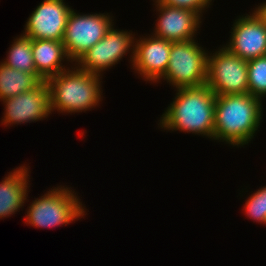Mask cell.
<instances>
[{"label": "cell", "instance_id": "cell-1", "mask_svg": "<svg viewBox=\"0 0 266 266\" xmlns=\"http://www.w3.org/2000/svg\"><path fill=\"white\" fill-rule=\"evenodd\" d=\"M171 103L158 120L166 132L180 131L207 137L213 141L215 93L207 86L178 88Z\"/></svg>", "mask_w": 266, "mask_h": 266}, {"label": "cell", "instance_id": "cell-2", "mask_svg": "<svg viewBox=\"0 0 266 266\" xmlns=\"http://www.w3.org/2000/svg\"><path fill=\"white\" fill-rule=\"evenodd\" d=\"M263 101L253 95H216L213 141L244 148L259 132Z\"/></svg>", "mask_w": 266, "mask_h": 266}, {"label": "cell", "instance_id": "cell-3", "mask_svg": "<svg viewBox=\"0 0 266 266\" xmlns=\"http://www.w3.org/2000/svg\"><path fill=\"white\" fill-rule=\"evenodd\" d=\"M79 69L72 64L67 70L50 77L49 86L51 114H75L91 111L100 106L103 100L102 79Z\"/></svg>", "mask_w": 266, "mask_h": 266}, {"label": "cell", "instance_id": "cell-4", "mask_svg": "<svg viewBox=\"0 0 266 266\" xmlns=\"http://www.w3.org/2000/svg\"><path fill=\"white\" fill-rule=\"evenodd\" d=\"M68 186L52 187L44 195L34 198L25 211L24 223L33 228L52 229L84 218L86 206L77 191Z\"/></svg>", "mask_w": 266, "mask_h": 266}, {"label": "cell", "instance_id": "cell-5", "mask_svg": "<svg viewBox=\"0 0 266 266\" xmlns=\"http://www.w3.org/2000/svg\"><path fill=\"white\" fill-rule=\"evenodd\" d=\"M196 39L172 42L165 75L157 82L166 81L173 89L206 85L209 51Z\"/></svg>", "mask_w": 266, "mask_h": 266}, {"label": "cell", "instance_id": "cell-6", "mask_svg": "<svg viewBox=\"0 0 266 266\" xmlns=\"http://www.w3.org/2000/svg\"><path fill=\"white\" fill-rule=\"evenodd\" d=\"M112 13H80L70 11L63 36V44L74 64L83 54L99 42L114 24Z\"/></svg>", "mask_w": 266, "mask_h": 266}, {"label": "cell", "instance_id": "cell-7", "mask_svg": "<svg viewBox=\"0 0 266 266\" xmlns=\"http://www.w3.org/2000/svg\"><path fill=\"white\" fill-rule=\"evenodd\" d=\"M113 25L107 34L87 50L74 64L81 70L103 76V72L121 63L126 54L129 64L133 62L135 32L115 29ZM129 54V55H128ZM119 62V63H118Z\"/></svg>", "mask_w": 266, "mask_h": 266}, {"label": "cell", "instance_id": "cell-8", "mask_svg": "<svg viewBox=\"0 0 266 266\" xmlns=\"http://www.w3.org/2000/svg\"><path fill=\"white\" fill-rule=\"evenodd\" d=\"M247 67V60L231 53L222 44L208 54L206 85L215 95L247 94Z\"/></svg>", "mask_w": 266, "mask_h": 266}, {"label": "cell", "instance_id": "cell-9", "mask_svg": "<svg viewBox=\"0 0 266 266\" xmlns=\"http://www.w3.org/2000/svg\"><path fill=\"white\" fill-rule=\"evenodd\" d=\"M248 13L235 18L229 40L223 45L247 61L266 55V23L254 8Z\"/></svg>", "mask_w": 266, "mask_h": 266}, {"label": "cell", "instance_id": "cell-10", "mask_svg": "<svg viewBox=\"0 0 266 266\" xmlns=\"http://www.w3.org/2000/svg\"><path fill=\"white\" fill-rule=\"evenodd\" d=\"M0 102L4 107L1 124L5 127L46 120L51 115L49 86L46 81L30 91Z\"/></svg>", "mask_w": 266, "mask_h": 266}, {"label": "cell", "instance_id": "cell-11", "mask_svg": "<svg viewBox=\"0 0 266 266\" xmlns=\"http://www.w3.org/2000/svg\"><path fill=\"white\" fill-rule=\"evenodd\" d=\"M171 44V41L152 34L135 37L133 62L130 67L138 78L157 84L168 67Z\"/></svg>", "mask_w": 266, "mask_h": 266}, {"label": "cell", "instance_id": "cell-12", "mask_svg": "<svg viewBox=\"0 0 266 266\" xmlns=\"http://www.w3.org/2000/svg\"><path fill=\"white\" fill-rule=\"evenodd\" d=\"M152 1L157 19L150 34L171 42L196 39L198 31L201 30L203 18L192 10Z\"/></svg>", "mask_w": 266, "mask_h": 266}, {"label": "cell", "instance_id": "cell-13", "mask_svg": "<svg viewBox=\"0 0 266 266\" xmlns=\"http://www.w3.org/2000/svg\"><path fill=\"white\" fill-rule=\"evenodd\" d=\"M72 6L65 0H43L31 12L23 33L31 39L63 42L66 22Z\"/></svg>", "mask_w": 266, "mask_h": 266}, {"label": "cell", "instance_id": "cell-14", "mask_svg": "<svg viewBox=\"0 0 266 266\" xmlns=\"http://www.w3.org/2000/svg\"><path fill=\"white\" fill-rule=\"evenodd\" d=\"M13 168L0 182V219L11 217L29 202L30 166ZM28 200V201H27ZM26 202V203H25Z\"/></svg>", "mask_w": 266, "mask_h": 266}, {"label": "cell", "instance_id": "cell-15", "mask_svg": "<svg viewBox=\"0 0 266 266\" xmlns=\"http://www.w3.org/2000/svg\"><path fill=\"white\" fill-rule=\"evenodd\" d=\"M32 52L36 72L44 81L56 76L61 71L67 70L73 64L61 41L32 39Z\"/></svg>", "mask_w": 266, "mask_h": 266}, {"label": "cell", "instance_id": "cell-16", "mask_svg": "<svg viewBox=\"0 0 266 266\" xmlns=\"http://www.w3.org/2000/svg\"><path fill=\"white\" fill-rule=\"evenodd\" d=\"M44 81L38 74L10 68L0 61V101L30 91Z\"/></svg>", "mask_w": 266, "mask_h": 266}, {"label": "cell", "instance_id": "cell-17", "mask_svg": "<svg viewBox=\"0 0 266 266\" xmlns=\"http://www.w3.org/2000/svg\"><path fill=\"white\" fill-rule=\"evenodd\" d=\"M11 43L2 63L25 73L37 74L33 60L32 39L21 33Z\"/></svg>", "mask_w": 266, "mask_h": 266}, {"label": "cell", "instance_id": "cell-18", "mask_svg": "<svg viewBox=\"0 0 266 266\" xmlns=\"http://www.w3.org/2000/svg\"><path fill=\"white\" fill-rule=\"evenodd\" d=\"M249 94L261 100L266 98V55L247 61Z\"/></svg>", "mask_w": 266, "mask_h": 266}, {"label": "cell", "instance_id": "cell-19", "mask_svg": "<svg viewBox=\"0 0 266 266\" xmlns=\"http://www.w3.org/2000/svg\"><path fill=\"white\" fill-rule=\"evenodd\" d=\"M243 205L246 218L252 219L253 223L266 225V185L247 196Z\"/></svg>", "mask_w": 266, "mask_h": 266}, {"label": "cell", "instance_id": "cell-20", "mask_svg": "<svg viewBox=\"0 0 266 266\" xmlns=\"http://www.w3.org/2000/svg\"><path fill=\"white\" fill-rule=\"evenodd\" d=\"M157 2L167 4L169 6L188 9L196 12L201 18L203 13L207 12L214 0H156Z\"/></svg>", "mask_w": 266, "mask_h": 266}, {"label": "cell", "instance_id": "cell-21", "mask_svg": "<svg viewBox=\"0 0 266 266\" xmlns=\"http://www.w3.org/2000/svg\"><path fill=\"white\" fill-rule=\"evenodd\" d=\"M254 9L259 13L266 23V1L258 4Z\"/></svg>", "mask_w": 266, "mask_h": 266}]
</instances>
